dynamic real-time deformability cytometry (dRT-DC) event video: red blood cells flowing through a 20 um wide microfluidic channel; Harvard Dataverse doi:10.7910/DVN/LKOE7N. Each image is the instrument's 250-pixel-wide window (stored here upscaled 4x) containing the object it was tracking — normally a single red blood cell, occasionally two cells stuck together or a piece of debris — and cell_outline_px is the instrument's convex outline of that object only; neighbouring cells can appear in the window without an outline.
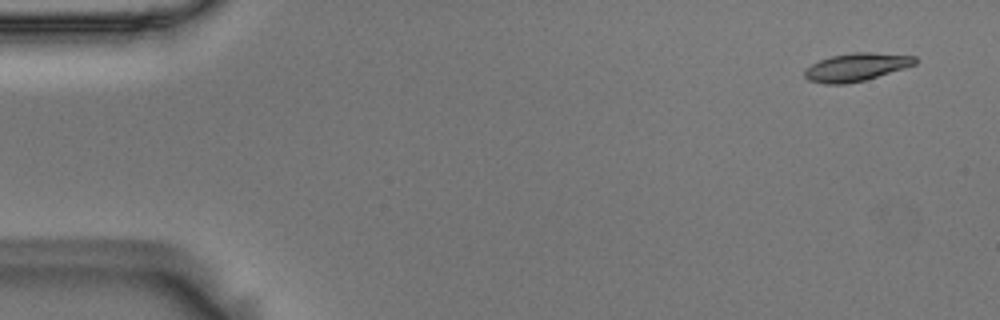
{"species": "Egyptian fruit bat (a non-hibernating species)", "species_latin": "Rousettus aegyptiacus", "temperature_condition": "room temperature", "stored_images_in_passage": 6, "camera_frame_rate_fps": 3000, "um_per_image_px": 0.085, "animal": {"sex": "male"}, "frame": {"image": 1, "passage_image": 1, "time_ms": 0.0, "image_size_px": [1000, 320], "cell_outline_px": [[916, 64], [904, 68], [864, 80], [848, 84], [824, 84], [808, 80], [804, 76], [804, 68], [820, 60], [832, 56], [852, 52], [868, 52], [916, 56]], "centroid_in_image_um": [72.75, 5.71], "position_along_channel_um": 12.3, "area_um2": 17.92}}
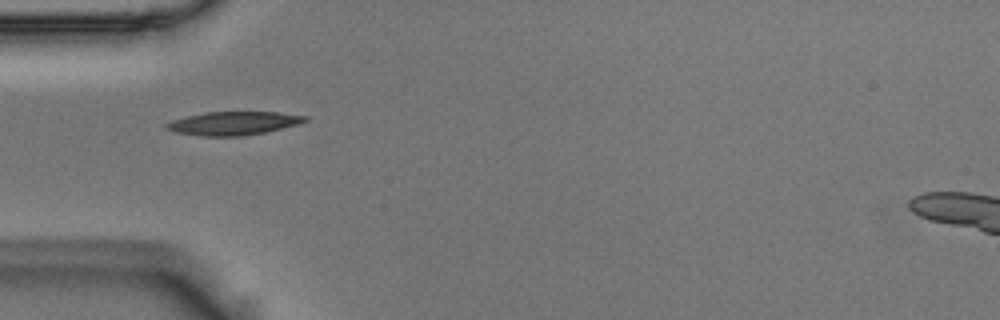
{"frame": {"image": 2, "passage_image": 5, "time_ms": 1.333, "image_size_px": [1000, 320], "cell_outline_px": [[308, 120], [300, 124], [264, 132], [240, 136], [200, 136], [176, 132], [164, 128], [164, 124], [172, 120], [204, 112], [276, 112], [308, 116]], "centroid_in_image_um": [19.83, 10.48], "position_along_channel_um": 65.2, "area_um2": 18.9}}
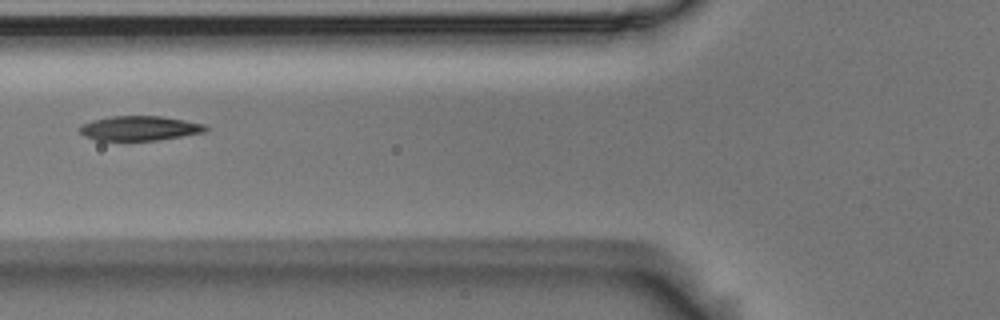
{"frame": {"image": 3, "passage_image": 6, "time_ms": 1.667, "image_size_px": [1000, 320], "cell_outline_px": [[208, 128], [204, 132], [160, 140], [96, 140], [84, 136], [76, 128], [80, 124], [92, 120], [112, 116], [164, 116], [204, 124]], "centroid_in_image_um": [11.81, 10.9], "position_along_channel_um": 114.0, "area_um2": 18.15}}